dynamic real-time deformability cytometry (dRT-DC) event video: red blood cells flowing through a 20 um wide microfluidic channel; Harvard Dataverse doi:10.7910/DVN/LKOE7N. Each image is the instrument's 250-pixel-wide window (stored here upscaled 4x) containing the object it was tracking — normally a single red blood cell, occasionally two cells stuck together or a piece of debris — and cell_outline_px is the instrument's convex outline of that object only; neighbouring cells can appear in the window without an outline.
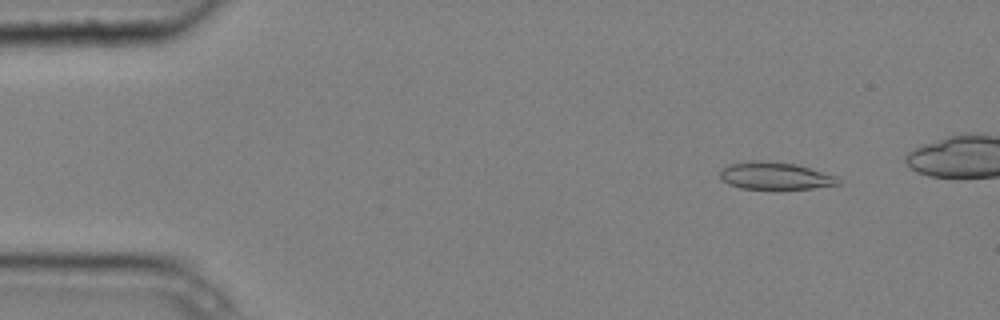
{"species": "common noctule bat (a hibernating species)", "species_latin": "Nyctalus noctula", "temperature_condition": "cold", "stored_images_in_passage": 6, "camera_frame_rate_fps": 3000, "um_per_image_px": 0.085, "animal": {"sex": "male", "body_mass_g": 20.4}, "frame": {"image": 1, "passage_image": 2, "time_ms": 0.333, "image_size_px": [1000, 320], "cell_outline_px": [[840, 184], [812, 188], [780, 192], [772, 192], [740, 188], [728, 184], [720, 180], [720, 168], [732, 164], [752, 160], [760, 160], [796, 164], [840, 176]], "centroid_in_image_um": [65.9, 15.0], "position_along_channel_um": 19.1, "area_um2": 20.0}}